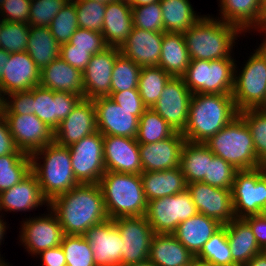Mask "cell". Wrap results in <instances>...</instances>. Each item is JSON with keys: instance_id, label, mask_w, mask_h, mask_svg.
Wrapping results in <instances>:
<instances>
[{"instance_id": "obj_20", "label": "cell", "mask_w": 266, "mask_h": 266, "mask_svg": "<svg viewBox=\"0 0 266 266\" xmlns=\"http://www.w3.org/2000/svg\"><path fill=\"white\" fill-rule=\"evenodd\" d=\"M120 54L117 47H107L91 56L83 75L84 99L93 100L109 96L111 79L116 57Z\"/></svg>"}, {"instance_id": "obj_51", "label": "cell", "mask_w": 266, "mask_h": 266, "mask_svg": "<svg viewBox=\"0 0 266 266\" xmlns=\"http://www.w3.org/2000/svg\"><path fill=\"white\" fill-rule=\"evenodd\" d=\"M7 98V99H6ZM10 99V100H9ZM34 88L8 94L2 99V114H33Z\"/></svg>"}, {"instance_id": "obj_49", "label": "cell", "mask_w": 266, "mask_h": 266, "mask_svg": "<svg viewBox=\"0 0 266 266\" xmlns=\"http://www.w3.org/2000/svg\"><path fill=\"white\" fill-rule=\"evenodd\" d=\"M69 0H31L29 26L48 27Z\"/></svg>"}, {"instance_id": "obj_52", "label": "cell", "mask_w": 266, "mask_h": 266, "mask_svg": "<svg viewBox=\"0 0 266 266\" xmlns=\"http://www.w3.org/2000/svg\"><path fill=\"white\" fill-rule=\"evenodd\" d=\"M69 43L73 48L88 49L93 55L108 47L102 33L80 27L72 35Z\"/></svg>"}, {"instance_id": "obj_23", "label": "cell", "mask_w": 266, "mask_h": 266, "mask_svg": "<svg viewBox=\"0 0 266 266\" xmlns=\"http://www.w3.org/2000/svg\"><path fill=\"white\" fill-rule=\"evenodd\" d=\"M103 149L106 171L142 173L139 143L136 138L104 136Z\"/></svg>"}, {"instance_id": "obj_40", "label": "cell", "mask_w": 266, "mask_h": 266, "mask_svg": "<svg viewBox=\"0 0 266 266\" xmlns=\"http://www.w3.org/2000/svg\"><path fill=\"white\" fill-rule=\"evenodd\" d=\"M176 131L152 108H147L139 118L136 140L151 144L171 137Z\"/></svg>"}, {"instance_id": "obj_60", "label": "cell", "mask_w": 266, "mask_h": 266, "mask_svg": "<svg viewBox=\"0 0 266 266\" xmlns=\"http://www.w3.org/2000/svg\"><path fill=\"white\" fill-rule=\"evenodd\" d=\"M10 53L0 48V78L4 72V66L8 63Z\"/></svg>"}, {"instance_id": "obj_36", "label": "cell", "mask_w": 266, "mask_h": 266, "mask_svg": "<svg viewBox=\"0 0 266 266\" xmlns=\"http://www.w3.org/2000/svg\"><path fill=\"white\" fill-rule=\"evenodd\" d=\"M26 52L42 70L60 56V44L48 27L30 26Z\"/></svg>"}, {"instance_id": "obj_57", "label": "cell", "mask_w": 266, "mask_h": 266, "mask_svg": "<svg viewBox=\"0 0 266 266\" xmlns=\"http://www.w3.org/2000/svg\"><path fill=\"white\" fill-rule=\"evenodd\" d=\"M244 220L250 225L259 247L266 251V215L248 216Z\"/></svg>"}, {"instance_id": "obj_4", "label": "cell", "mask_w": 266, "mask_h": 266, "mask_svg": "<svg viewBox=\"0 0 266 266\" xmlns=\"http://www.w3.org/2000/svg\"><path fill=\"white\" fill-rule=\"evenodd\" d=\"M108 218L145 216V198L140 174L106 171L99 183Z\"/></svg>"}, {"instance_id": "obj_13", "label": "cell", "mask_w": 266, "mask_h": 266, "mask_svg": "<svg viewBox=\"0 0 266 266\" xmlns=\"http://www.w3.org/2000/svg\"><path fill=\"white\" fill-rule=\"evenodd\" d=\"M192 93L182 77H172L153 106L176 132L182 133L186 127Z\"/></svg>"}, {"instance_id": "obj_34", "label": "cell", "mask_w": 266, "mask_h": 266, "mask_svg": "<svg viewBox=\"0 0 266 266\" xmlns=\"http://www.w3.org/2000/svg\"><path fill=\"white\" fill-rule=\"evenodd\" d=\"M190 63L183 33L163 32L158 66L172 77H182Z\"/></svg>"}, {"instance_id": "obj_5", "label": "cell", "mask_w": 266, "mask_h": 266, "mask_svg": "<svg viewBox=\"0 0 266 266\" xmlns=\"http://www.w3.org/2000/svg\"><path fill=\"white\" fill-rule=\"evenodd\" d=\"M39 156L44 159L42 165L38 163ZM30 157L31 171L37 176L42 194L49 202L80 184L73 174L68 147L52 142Z\"/></svg>"}, {"instance_id": "obj_1", "label": "cell", "mask_w": 266, "mask_h": 266, "mask_svg": "<svg viewBox=\"0 0 266 266\" xmlns=\"http://www.w3.org/2000/svg\"><path fill=\"white\" fill-rule=\"evenodd\" d=\"M64 234L83 235L108 219L99 184H78L49 202Z\"/></svg>"}, {"instance_id": "obj_38", "label": "cell", "mask_w": 266, "mask_h": 266, "mask_svg": "<svg viewBox=\"0 0 266 266\" xmlns=\"http://www.w3.org/2000/svg\"><path fill=\"white\" fill-rule=\"evenodd\" d=\"M195 260L212 266H238L232 260L224 225L203 245Z\"/></svg>"}, {"instance_id": "obj_7", "label": "cell", "mask_w": 266, "mask_h": 266, "mask_svg": "<svg viewBox=\"0 0 266 266\" xmlns=\"http://www.w3.org/2000/svg\"><path fill=\"white\" fill-rule=\"evenodd\" d=\"M236 66L233 57L190 60L182 78L192 94H232Z\"/></svg>"}, {"instance_id": "obj_25", "label": "cell", "mask_w": 266, "mask_h": 266, "mask_svg": "<svg viewBox=\"0 0 266 266\" xmlns=\"http://www.w3.org/2000/svg\"><path fill=\"white\" fill-rule=\"evenodd\" d=\"M163 33L133 27L127 41L119 48L120 53L140 67L158 66Z\"/></svg>"}, {"instance_id": "obj_39", "label": "cell", "mask_w": 266, "mask_h": 266, "mask_svg": "<svg viewBox=\"0 0 266 266\" xmlns=\"http://www.w3.org/2000/svg\"><path fill=\"white\" fill-rule=\"evenodd\" d=\"M171 78L172 76L159 66L142 67L138 81V91L147 108H153L163 88Z\"/></svg>"}, {"instance_id": "obj_33", "label": "cell", "mask_w": 266, "mask_h": 266, "mask_svg": "<svg viewBox=\"0 0 266 266\" xmlns=\"http://www.w3.org/2000/svg\"><path fill=\"white\" fill-rule=\"evenodd\" d=\"M226 227L232 260L243 266L263 250L259 247L250 225L244 219L234 218Z\"/></svg>"}, {"instance_id": "obj_67", "label": "cell", "mask_w": 266, "mask_h": 266, "mask_svg": "<svg viewBox=\"0 0 266 266\" xmlns=\"http://www.w3.org/2000/svg\"><path fill=\"white\" fill-rule=\"evenodd\" d=\"M94 1H99V2H102V3H109V2H112V1H119V0H94Z\"/></svg>"}, {"instance_id": "obj_59", "label": "cell", "mask_w": 266, "mask_h": 266, "mask_svg": "<svg viewBox=\"0 0 266 266\" xmlns=\"http://www.w3.org/2000/svg\"><path fill=\"white\" fill-rule=\"evenodd\" d=\"M243 266H266V251L255 255L248 263Z\"/></svg>"}, {"instance_id": "obj_71", "label": "cell", "mask_w": 266, "mask_h": 266, "mask_svg": "<svg viewBox=\"0 0 266 266\" xmlns=\"http://www.w3.org/2000/svg\"><path fill=\"white\" fill-rule=\"evenodd\" d=\"M1 28H2V20H0V31H1Z\"/></svg>"}, {"instance_id": "obj_69", "label": "cell", "mask_w": 266, "mask_h": 266, "mask_svg": "<svg viewBox=\"0 0 266 266\" xmlns=\"http://www.w3.org/2000/svg\"><path fill=\"white\" fill-rule=\"evenodd\" d=\"M1 107H2V99L0 98V113H1Z\"/></svg>"}, {"instance_id": "obj_58", "label": "cell", "mask_w": 266, "mask_h": 266, "mask_svg": "<svg viewBox=\"0 0 266 266\" xmlns=\"http://www.w3.org/2000/svg\"><path fill=\"white\" fill-rule=\"evenodd\" d=\"M37 255L41 257L42 266H66V257L61 245L44 250Z\"/></svg>"}, {"instance_id": "obj_42", "label": "cell", "mask_w": 266, "mask_h": 266, "mask_svg": "<svg viewBox=\"0 0 266 266\" xmlns=\"http://www.w3.org/2000/svg\"><path fill=\"white\" fill-rule=\"evenodd\" d=\"M238 115L250 130L258 162L266 166V108L246 109Z\"/></svg>"}, {"instance_id": "obj_27", "label": "cell", "mask_w": 266, "mask_h": 266, "mask_svg": "<svg viewBox=\"0 0 266 266\" xmlns=\"http://www.w3.org/2000/svg\"><path fill=\"white\" fill-rule=\"evenodd\" d=\"M39 85L52 91L67 92L84 98L82 72L61 57L41 70Z\"/></svg>"}, {"instance_id": "obj_29", "label": "cell", "mask_w": 266, "mask_h": 266, "mask_svg": "<svg viewBox=\"0 0 266 266\" xmlns=\"http://www.w3.org/2000/svg\"><path fill=\"white\" fill-rule=\"evenodd\" d=\"M222 226L219 221L197 213L181 222L173 235L196 256L201 251L203 245Z\"/></svg>"}, {"instance_id": "obj_66", "label": "cell", "mask_w": 266, "mask_h": 266, "mask_svg": "<svg viewBox=\"0 0 266 266\" xmlns=\"http://www.w3.org/2000/svg\"><path fill=\"white\" fill-rule=\"evenodd\" d=\"M260 45H259V47L266 53V38L263 39V43L260 44Z\"/></svg>"}, {"instance_id": "obj_17", "label": "cell", "mask_w": 266, "mask_h": 266, "mask_svg": "<svg viewBox=\"0 0 266 266\" xmlns=\"http://www.w3.org/2000/svg\"><path fill=\"white\" fill-rule=\"evenodd\" d=\"M187 190L192 196L198 213L228 224L235 218L233 211L231 189L213 187L204 182L187 184Z\"/></svg>"}, {"instance_id": "obj_44", "label": "cell", "mask_w": 266, "mask_h": 266, "mask_svg": "<svg viewBox=\"0 0 266 266\" xmlns=\"http://www.w3.org/2000/svg\"><path fill=\"white\" fill-rule=\"evenodd\" d=\"M60 245L66 257L67 266H96L91 246L83 235L64 234Z\"/></svg>"}, {"instance_id": "obj_3", "label": "cell", "mask_w": 266, "mask_h": 266, "mask_svg": "<svg viewBox=\"0 0 266 266\" xmlns=\"http://www.w3.org/2000/svg\"><path fill=\"white\" fill-rule=\"evenodd\" d=\"M241 31L219 18L202 16L183 33L190 60L231 58L233 43ZM230 51V52H229Z\"/></svg>"}, {"instance_id": "obj_37", "label": "cell", "mask_w": 266, "mask_h": 266, "mask_svg": "<svg viewBox=\"0 0 266 266\" xmlns=\"http://www.w3.org/2000/svg\"><path fill=\"white\" fill-rule=\"evenodd\" d=\"M160 5L165 32L184 33L202 17L189 0H160Z\"/></svg>"}, {"instance_id": "obj_22", "label": "cell", "mask_w": 266, "mask_h": 266, "mask_svg": "<svg viewBox=\"0 0 266 266\" xmlns=\"http://www.w3.org/2000/svg\"><path fill=\"white\" fill-rule=\"evenodd\" d=\"M40 72L26 51L11 53L0 78V98L10 93L26 91L40 84Z\"/></svg>"}, {"instance_id": "obj_8", "label": "cell", "mask_w": 266, "mask_h": 266, "mask_svg": "<svg viewBox=\"0 0 266 266\" xmlns=\"http://www.w3.org/2000/svg\"><path fill=\"white\" fill-rule=\"evenodd\" d=\"M254 51L239 75L235 69L232 97L238 112L266 108V53Z\"/></svg>"}, {"instance_id": "obj_9", "label": "cell", "mask_w": 266, "mask_h": 266, "mask_svg": "<svg viewBox=\"0 0 266 266\" xmlns=\"http://www.w3.org/2000/svg\"><path fill=\"white\" fill-rule=\"evenodd\" d=\"M231 195L235 218L263 214L266 210V166L237 171Z\"/></svg>"}, {"instance_id": "obj_62", "label": "cell", "mask_w": 266, "mask_h": 266, "mask_svg": "<svg viewBox=\"0 0 266 266\" xmlns=\"http://www.w3.org/2000/svg\"><path fill=\"white\" fill-rule=\"evenodd\" d=\"M258 31L265 32V36H266V5L263 8V15H262V19L260 21L259 27H258Z\"/></svg>"}, {"instance_id": "obj_2", "label": "cell", "mask_w": 266, "mask_h": 266, "mask_svg": "<svg viewBox=\"0 0 266 266\" xmlns=\"http://www.w3.org/2000/svg\"><path fill=\"white\" fill-rule=\"evenodd\" d=\"M232 94H192L186 127V141L205 143L238 116Z\"/></svg>"}, {"instance_id": "obj_18", "label": "cell", "mask_w": 266, "mask_h": 266, "mask_svg": "<svg viewBox=\"0 0 266 266\" xmlns=\"http://www.w3.org/2000/svg\"><path fill=\"white\" fill-rule=\"evenodd\" d=\"M81 99L76 94L52 91L38 85L34 87L33 114L55 131Z\"/></svg>"}, {"instance_id": "obj_28", "label": "cell", "mask_w": 266, "mask_h": 266, "mask_svg": "<svg viewBox=\"0 0 266 266\" xmlns=\"http://www.w3.org/2000/svg\"><path fill=\"white\" fill-rule=\"evenodd\" d=\"M132 7L122 0L106 3L102 35L109 47L120 48L133 29Z\"/></svg>"}, {"instance_id": "obj_19", "label": "cell", "mask_w": 266, "mask_h": 266, "mask_svg": "<svg viewBox=\"0 0 266 266\" xmlns=\"http://www.w3.org/2000/svg\"><path fill=\"white\" fill-rule=\"evenodd\" d=\"M22 224L20 240L29 253L40 252L60 246L64 233L56 215L50 211L46 216L31 217Z\"/></svg>"}, {"instance_id": "obj_45", "label": "cell", "mask_w": 266, "mask_h": 266, "mask_svg": "<svg viewBox=\"0 0 266 266\" xmlns=\"http://www.w3.org/2000/svg\"><path fill=\"white\" fill-rule=\"evenodd\" d=\"M60 45L68 43L79 28L75 3L69 0L48 26Z\"/></svg>"}, {"instance_id": "obj_65", "label": "cell", "mask_w": 266, "mask_h": 266, "mask_svg": "<svg viewBox=\"0 0 266 266\" xmlns=\"http://www.w3.org/2000/svg\"><path fill=\"white\" fill-rule=\"evenodd\" d=\"M191 266H212V265H209V264H206V263H202V262H199V261H194Z\"/></svg>"}, {"instance_id": "obj_12", "label": "cell", "mask_w": 266, "mask_h": 266, "mask_svg": "<svg viewBox=\"0 0 266 266\" xmlns=\"http://www.w3.org/2000/svg\"><path fill=\"white\" fill-rule=\"evenodd\" d=\"M123 246L121 266L141 263L148 260L153 228L145 216L119 217L113 219Z\"/></svg>"}, {"instance_id": "obj_68", "label": "cell", "mask_w": 266, "mask_h": 266, "mask_svg": "<svg viewBox=\"0 0 266 266\" xmlns=\"http://www.w3.org/2000/svg\"><path fill=\"white\" fill-rule=\"evenodd\" d=\"M0 266H9V263H5V261H3V259L0 261Z\"/></svg>"}, {"instance_id": "obj_41", "label": "cell", "mask_w": 266, "mask_h": 266, "mask_svg": "<svg viewBox=\"0 0 266 266\" xmlns=\"http://www.w3.org/2000/svg\"><path fill=\"white\" fill-rule=\"evenodd\" d=\"M31 172L29 154H6L0 156V192L18 184Z\"/></svg>"}, {"instance_id": "obj_56", "label": "cell", "mask_w": 266, "mask_h": 266, "mask_svg": "<svg viewBox=\"0 0 266 266\" xmlns=\"http://www.w3.org/2000/svg\"><path fill=\"white\" fill-rule=\"evenodd\" d=\"M6 154H26L23 151L19 150L12 138V134L9 131V126L7 121L2 114L0 113V156Z\"/></svg>"}, {"instance_id": "obj_46", "label": "cell", "mask_w": 266, "mask_h": 266, "mask_svg": "<svg viewBox=\"0 0 266 266\" xmlns=\"http://www.w3.org/2000/svg\"><path fill=\"white\" fill-rule=\"evenodd\" d=\"M30 26L26 23L2 20L0 31V48L8 53L26 51Z\"/></svg>"}, {"instance_id": "obj_24", "label": "cell", "mask_w": 266, "mask_h": 266, "mask_svg": "<svg viewBox=\"0 0 266 266\" xmlns=\"http://www.w3.org/2000/svg\"><path fill=\"white\" fill-rule=\"evenodd\" d=\"M186 139L180 132L151 144H139L142 172L164 171L180 166L181 151Z\"/></svg>"}, {"instance_id": "obj_26", "label": "cell", "mask_w": 266, "mask_h": 266, "mask_svg": "<svg viewBox=\"0 0 266 266\" xmlns=\"http://www.w3.org/2000/svg\"><path fill=\"white\" fill-rule=\"evenodd\" d=\"M49 201L43 196L37 176L31 171L13 187L0 192V211H28Z\"/></svg>"}, {"instance_id": "obj_21", "label": "cell", "mask_w": 266, "mask_h": 266, "mask_svg": "<svg viewBox=\"0 0 266 266\" xmlns=\"http://www.w3.org/2000/svg\"><path fill=\"white\" fill-rule=\"evenodd\" d=\"M98 131L93 100L82 98L54 131V142L69 147Z\"/></svg>"}, {"instance_id": "obj_50", "label": "cell", "mask_w": 266, "mask_h": 266, "mask_svg": "<svg viewBox=\"0 0 266 266\" xmlns=\"http://www.w3.org/2000/svg\"><path fill=\"white\" fill-rule=\"evenodd\" d=\"M237 171L221 157L214 156L209 161L208 176L202 182L217 188L231 189Z\"/></svg>"}, {"instance_id": "obj_55", "label": "cell", "mask_w": 266, "mask_h": 266, "mask_svg": "<svg viewBox=\"0 0 266 266\" xmlns=\"http://www.w3.org/2000/svg\"><path fill=\"white\" fill-rule=\"evenodd\" d=\"M92 55L88 49L73 48V45L69 42L60 45L59 57L81 72L85 70Z\"/></svg>"}, {"instance_id": "obj_14", "label": "cell", "mask_w": 266, "mask_h": 266, "mask_svg": "<svg viewBox=\"0 0 266 266\" xmlns=\"http://www.w3.org/2000/svg\"><path fill=\"white\" fill-rule=\"evenodd\" d=\"M96 110L97 130L103 136L136 138L139 118L135 110L120 107L109 96L93 99Z\"/></svg>"}, {"instance_id": "obj_47", "label": "cell", "mask_w": 266, "mask_h": 266, "mask_svg": "<svg viewBox=\"0 0 266 266\" xmlns=\"http://www.w3.org/2000/svg\"><path fill=\"white\" fill-rule=\"evenodd\" d=\"M72 1L75 3L79 27L101 33L106 3L94 0Z\"/></svg>"}, {"instance_id": "obj_6", "label": "cell", "mask_w": 266, "mask_h": 266, "mask_svg": "<svg viewBox=\"0 0 266 266\" xmlns=\"http://www.w3.org/2000/svg\"><path fill=\"white\" fill-rule=\"evenodd\" d=\"M211 152L238 171L261 167L253 139L245 121L238 115L204 143Z\"/></svg>"}, {"instance_id": "obj_10", "label": "cell", "mask_w": 266, "mask_h": 266, "mask_svg": "<svg viewBox=\"0 0 266 266\" xmlns=\"http://www.w3.org/2000/svg\"><path fill=\"white\" fill-rule=\"evenodd\" d=\"M198 213L190 192L153 199L148 202L145 217L155 234H173L178 225Z\"/></svg>"}, {"instance_id": "obj_70", "label": "cell", "mask_w": 266, "mask_h": 266, "mask_svg": "<svg viewBox=\"0 0 266 266\" xmlns=\"http://www.w3.org/2000/svg\"><path fill=\"white\" fill-rule=\"evenodd\" d=\"M263 7L266 5V0H262Z\"/></svg>"}, {"instance_id": "obj_54", "label": "cell", "mask_w": 266, "mask_h": 266, "mask_svg": "<svg viewBox=\"0 0 266 266\" xmlns=\"http://www.w3.org/2000/svg\"><path fill=\"white\" fill-rule=\"evenodd\" d=\"M109 97L115 103L127 110H135V116L140 118L147 107L139 94L138 89H131L121 92H110Z\"/></svg>"}, {"instance_id": "obj_64", "label": "cell", "mask_w": 266, "mask_h": 266, "mask_svg": "<svg viewBox=\"0 0 266 266\" xmlns=\"http://www.w3.org/2000/svg\"><path fill=\"white\" fill-rule=\"evenodd\" d=\"M126 266H156L153 262H150L149 260L141 262V263H135L131 265H126Z\"/></svg>"}, {"instance_id": "obj_11", "label": "cell", "mask_w": 266, "mask_h": 266, "mask_svg": "<svg viewBox=\"0 0 266 266\" xmlns=\"http://www.w3.org/2000/svg\"><path fill=\"white\" fill-rule=\"evenodd\" d=\"M103 142L104 136L96 131L68 147L73 174L80 184H98L106 172Z\"/></svg>"}, {"instance_id": "obj_63", "label": "cell", "mask_w": 266, "mask_h": 266, "mask_svg": "<svg viewBox=\"0 0 266 266\" xmlns=\"http://www.w3.org/2000/svg\"><path fill=\"white\" fill-rule=\"evenodd\" d=\"M2 216H0V245H1V241L3 240L5 231H6V223L1 219ZM1 257V254H0Z\"/></svg>"}, {"instance_id": "obj_35", "label": "cell", "mask_w": 266, "mask_h": 266, "mask_svg": "<svg viewBox=\"0 0 266 266\" xmlns=\"http://www.w3.org/2000/svg\"><path fill=\"white\" fill-rule=\"evenodd\" d=\"M215 155L204 143L186 141L181 151L180 168L187 184L202 182L208 176L209 161Z\"/></svg>"}, {"instance_id": "obj_15", "label": "cell", "mask_w": 266, "mask_h": 266, "mask_svg": "<svg viewBox=\"0 0 266 266\" xmlns=\"http://www.w3.org/2000/svg\"><path fill=\"white\" fill-rule=\"evenodd\" d=\"M17 148L31 155L54 142V131L35 114H3Z\"/></svg>"}, {"instance_id": "obj_43", "label": "cell", "mask_w": 266, "mask_h": 266, "mask_svg": "<svg viewBox=\"0 0 266 266\" xmlns=\"http://www.w3.org/2000/svg\"><path fill=\"white\" fill-rule=\"evenodd\" d=\"M142 67L121 53L116 57L111 79V92L138 89Z\"/></svg>"}, {"instance_id": "obj_32", "label": "cell", "mask_w": 266, "mask_h": 266, "mask_svg": "<svg viewBox=\"0 0 266 266\" xmlns=\"http://www.w3.org/2000/svg\"><path fill=\"white\" fill-rule=\"evenodd\" d=\"M221 20L242 33L257 29L263 15L262 0H220Z\"/></svg>"}, {"instance_id": "obj_31", "label": "cell", "mask_w": 266, "mask_h": 266, "mask_svg": "<svg viewBox=\"0 0 266 266\" xmlns=\"http://www.w3.org/2000/svg\"><path fill=\"white\" fill-rule=\"evenodd\" d=\"M140 177L147 202L172 196L187 189V182L180 166L164 171L142 172Z\"/></svg>"}, {"instance_id": "obj_53", "label": "cell", "mask_w": 266, "mask_h": 266, "mask_svg": "<svg viewBox=\"0 0 266 266\" xmlns=\"http://www.w3.org/2000/svg\"><path fill=\"white\" fill-rule=\"evenodd\" d=\"M30 6L31 0H5L0 4L1 20L28 24Z\"/></svg>"}, {"instance_id": "obj_30", "label": "cell", "mask_w": 266, "mask_h": 266, "mask_svg": "<svg viewBox=\"0 0 266 266\" xmlns=\"http://www.w3.org/2000/svg\"><path fill=\"white\" fill-rule=\"evenodd\" d=\"M148 260L156 266H191L195 256L173 234H154Z\"/></svg>"}, {"instance_id": "obj_61", "label": "cell", "mask_w": 266, "mask_h": 266, "mask_svg": "<svg viewBox=\"0 0 266 266\" xmlns=\"http://www.w3.org/2000/svg\"><path fill=\"white\" fill-rule=\"evenodd\" d=\"M122 1L129 4L131 7H135V6L145 5L149 3H154L160 0H122Z\"/></svg>"}, {"instance_id": "obj_16", "label": "cell", "mask_w": 266, "mask_h": 266, "mask_svg": "<svg viewBox=\"0 0 266 266\" xmlns=\"http://www.w3.org/2000/svg\"><path fill=\"white\" fill-rule=\"evenodd\" d=\"M93 251L96 266H121L123 241L113 219L90 227L83 234Z\"/></svg>"}, {"instance_id": "obj_48", "label": "cell", "mask_w": 266, "mask_h": 266, "mask_svg": "<svg viewBox=\"0 0 266 266\" xmlns=\"http://www.w3.org/2000/svg\"><path fill=\"white\" fill-rule=\"evenodd\" d=\"M132 18L134 27L165 32L160 1L132 7Z\"/></svg>"}]
</instances>
